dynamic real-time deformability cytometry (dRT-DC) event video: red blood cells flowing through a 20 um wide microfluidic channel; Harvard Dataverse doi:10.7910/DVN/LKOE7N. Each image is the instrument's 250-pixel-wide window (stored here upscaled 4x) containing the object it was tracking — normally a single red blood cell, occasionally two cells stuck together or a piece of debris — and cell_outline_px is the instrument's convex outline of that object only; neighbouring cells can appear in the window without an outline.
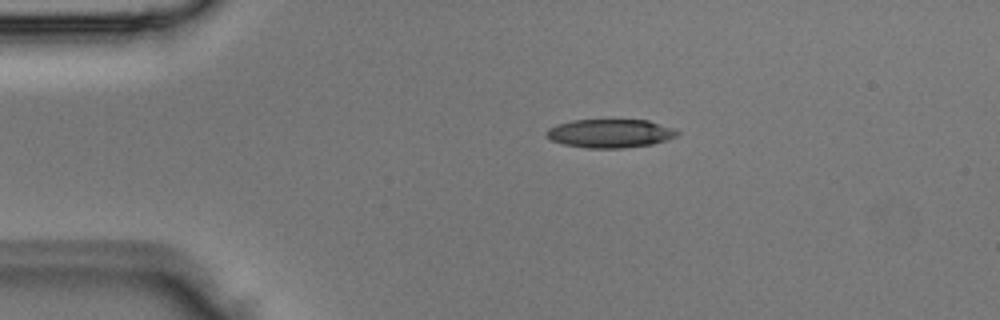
{"species": "Egyptian fruit bat (a non-hibernating species)", "species_latin": "Rousettus aegyptiacus", "temperature_condition": "room temperature", "stored_images_in_passage": 3, "camera_frame_rate_fps": 3000, "um_per_image_px": 0.085, "animal": {"sex": "male"}, "frame": {"image": 1, "passage_image": 1, "time_ms": 0.0, "image_size_px": [1000, 320], "cell_outline_px": [[680, 132], [676, 136], [668, 140], [652, 144], [624, 148], [588, 148], [564, 144], [552, 140], [544, 136], [544, 132], [548, 128], [556, 124], [572, 120], [648, 120], [676, 128]], "centroid_in_image_um": [51.87, 11.33], "position_along_channel_um": 33.1, "area_um2": 22.02}}